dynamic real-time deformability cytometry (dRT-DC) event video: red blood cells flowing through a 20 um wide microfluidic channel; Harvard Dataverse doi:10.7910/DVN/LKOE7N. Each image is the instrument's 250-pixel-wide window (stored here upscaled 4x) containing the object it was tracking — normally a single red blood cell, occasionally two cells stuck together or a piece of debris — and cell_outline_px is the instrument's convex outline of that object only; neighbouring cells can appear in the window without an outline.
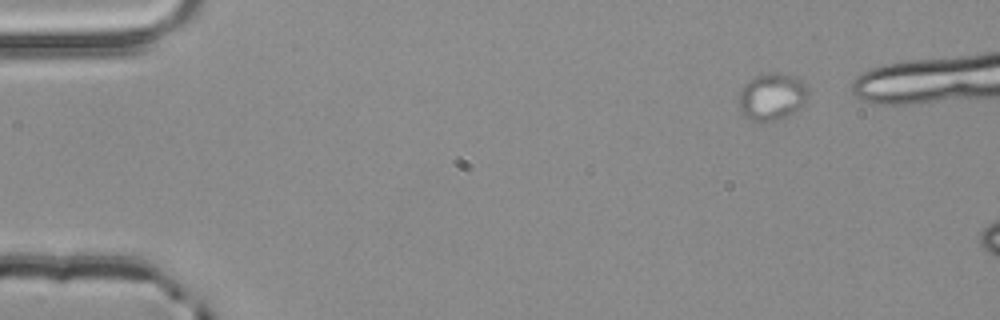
{"species": "common noctule bat (a hibernating species)", "species_latin": "Nyctalus noctula", "temperature_condition": "room temperature", "stored_images_in_passage": 3, "camera_frame_rate_fps": 3000, "um_per_image_px": 0.085, "animal": {"sex": "male", "body_mass_g": 20.4}, "frame": {"image": 1, "passage_image": 1, "time_ms": 0.0, "image_size_px": [1000, 320], "cell_outline_px": [[808, 92], [804, 100], [792, 112], [780, 120], [752, 120], [744, 116], [740, 112], [740, 88], [748, 80], [756, 76], [768, 72], [780, 72], [796, 76], [808, 88]], "centroid_in_image_um": [65.58, 8.17], "position_along_channel_um": 19.4, "area_um2": 18.73}}